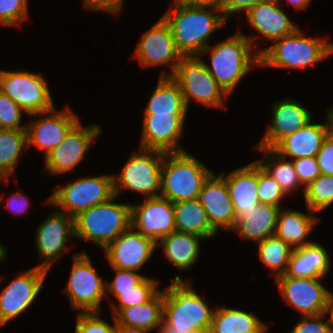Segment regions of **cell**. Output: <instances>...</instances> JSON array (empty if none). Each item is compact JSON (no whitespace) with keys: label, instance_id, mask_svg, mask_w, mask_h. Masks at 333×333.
<instances>
[{"label":"cell","instance_id":"obj_1","mask_svg":"<svg viewBox=\"0 0 333 333\" xmlns=\"http://www.w3.org/2000/svg\"><path fill=\"white\" fill-rule=\"evenodd\" d=\"M191 283L176 276L164 289L158 333H209L215 309L209 308Z\"/></svg>","mask_w":333,"mask_h":333},{"label":"cell","instance_id":"obj_2","mask_svg":"<svg viewBox=\"0 0 333 333\" xmlns=\"http://www.w3.org/2000/svg\"><path fill=\"white\" fill-rule=\"evenodd\" d=\"M173 7L163 14L169 24L177 50L182 56H198L209 44L210 35L225 28L227 19L220 8L189 7L172 1ZM217 14V15H216Z\"/></svg>","mask_w":333,"mask_h":333},{"label":"cell","instance_id":"obj_3","mask_svg":"<svg viewBox=\"0 0 333 333\" xmlns=\"http://www.w3.org/2000/svg\"><path fill=\"white\" fill-rule=\"evenodd\" d=\"M252 50L251 42L239 31L202 51L203 54L208 52L211 57V65L204 62L206 69L228 95L248 74L252 65L260 67V54L257 51L252 54Z\"/></svg>","mask_w":333,"mask_h":333},{"label":"cell","instance_id":"obj_4","mask_svg":"<svg viewBox=\"0 0 333 333\" xmlns=\"http://www.w3.org/2000/svg\"><path fill=\"white\" fill-rule=\"evenodd\" d=\"M212 172L187 151L165 153L159 197L169 199L172 203L198 199L202 184Z\"/></svg>","mask_w":333,"mask_h":333},{"label":"cell","instance_id":"obj_5","mask_svg":"<svg viewBox=\"0 0 333 333\" xmlns=\"http://www.w3.org/2000/svg\"><path fill=\"white\" fill-rule=\"evenodd\" d=\"M298 28L294 33L257 50L260 66L286 69L305 68L333 53V43L317 37H305Z\"/></svg>","mask_w":333,"mask_h":333},{"label":"cell","instance_id":"obj_6","mask_svg":"<svg viewBox=\"0 0 333 333\" xmlns=\"http://www.w3.org/2000/svg\"><path fill=\"white\" fill-rule=\"evenodd\" d=\"M88 208L74 219L75 237L94 242L103 250L131 227V204L114 202Z\"/></svg>","mask_w":333,"mask_h":333},{"label":"cell","instance_id":"obj_7","mask_svg":"<svg viewBox=\"0 0 333 333\" xmlns=\"http://www.w3.org/2000/svg\"><path fill=\"white\" fill-rule=\"evenodd\" d=\"M113 196V175L108 174L80 177L65 186H58L45 203L55 206L75 219L88 208L105 203Z\"/></svg>","mask_w":333,"mask_h":333},{"label":"cell","instance_id":"obj_8","mask_svg":"<svg viewBox=\"0 0 333 333\" xmlns=\"http://www.w3.org/2000/svg\"><path fill=\"white\" fill-rule=\"evenodd\" d=\"M164 152L139 148L124 164L119 175H113L114 194L124 190L144 194L145 198L159 197L161 191V165Z\"/></svg>","mask_w":333,"mask_h":333},{"label":"cell","instance_id":"obj_9","mask_svg":"<svg viewBox=\"0 0 333 333\" xmlns=\"http://www.w3.org/2000/svg\"><path fill=\"white\" fill-rule=\"evenodd\" d=\"M0 91L33 117L53 109L54 102L40 73L0 70Z\"/></svg>","mask_w":333,"mask_h":333},{"label":"cell","instance_id":"obj_10","mask_svg":"<svg viewBox=\"0 0 333 333\" xmlns=\"http://www.w3.org/2000/svg\"><path fill=\"white\" fill-rule=\"evenodd\" d=\"M173 77L180 85L187 109L192 99L206 107H223L224 99L229 97L199 56H183Z\"/></svg>","mask_w":333,"mask_h":333},{"label":"cell","instance_id":"obj_11","mask_svg":"<svg viewBox=\"0 0 333 333\" xmlns=\"http://www.w3.org/2000/svg\"><path fill=\"white\" fill-rule=\"evenodd\" d=\"M106 281L97 274L86 253H76L64 292L73 309L81 310L80 312H101V301L107 296Z\"/></svg>","mask_w":333,"mask_h":333},{"label":"cell","instance_id":"obj_12","mask_svg":"<svg viewBox=\"0 0 333 333\" xmlns=\"http://www.w3.org/2000/svg\"><path fill=\"white\" fill-rule=\"evenodd\" d=\"M134 55L142 67L170 65L171 72L164 70L160 76H173L183 57L163 17L141 36Z\"/></svg>","mask_w":333,"mask_h":333},{"label":"cell","instance_id":"obj_13","mask_svg":"<svg viewBox=\"0 0 333 333\" xmlns=\"http://www.w3.org/2000/svg\"><path fill=\"white\" fill-rule=\"evenodd\" d=\"M323 278H294L285 274L275 281L286 304L302 316H317L326 313L331 293L321 285Z\"/></svg>","mask_w":333,"mask_h":333},{"label":"cell","instance_id":"obj_14","mask_svg":"<svg viewBox=\"0 0 333 333\" xmlns=\"http://www.w3.org/2000/svg\"><path fill=\"white\" fill-rule=\"evenodd\" d=\"M101 131L96 124L83 127L79 121L63 141L45 156L43 172L49 171L50 176L73 172Z\"/></svg>","mask_w":333,"mask_h":333},{"label":"cell","instance_id":"obj_15","mask_svg":"<svg viewBox=\"0 0 333 333\" xmlns=\"http://www.w3.org/2000/svg\"><path fill=\"white\" fill-rule=\"evenodd\" d=\"M48 271L37 266L19 274L0 294V326L18 317L35 301Z\"/></svg>","mask_w":333,"mask_h":333},{"label":"cell","instance_id":"obj_16","mask_svg":"<svg viewBox=\"0 0 333 333\" xmlns=\"http://www.w3.org/2000/svg\"><path fill=\"white\" fill-rule=\"evenodd\" d=\"M75 238L74 219L61 210L53 211L38 226L35 234L36 249L39 251L38 268L50 270L53 262L59 261L66 249L69 238Z\"/></svg>","mask_w":333,"mask_h":333},{"label":"cell","instance_id":"obj_17","mask_svg":"<svg viewBox=\"0 0 333 333\" xmlns=\"http://www.w3.org/2000/svg\"><path fill=\"white\" fill-rule=\"evenodd\" d=\"M131 226L156 243L177 231L174 221V204L162 197L145 198L144 202L131 204Z\"/></svg>","mask_w":333,"mask_h":333},{"label":"cell","instance_id":"obj_18","mask_svg":"<svg viewBox=\"0 0 333 333\" xmlns=\"http://www.w3.org/2000/svg\"><path fill=\"white\" fill-rule=\"evenodd\" d=\"M186 116L143 114L140 148L164 153L185 152L178 141L184 133Z\"/></svg>","mask_w":333,"mask_h":333},{"label":"cell","instance_id":"obj_19","mask_svg":"<svg viewBox=\"0 0 333 333\" xmlns=\"http://www.w3.org/2000/svg\"><path fill=\"white\" fill-rule=\"evenodd\" d=\"M46 114L48 115L26 124L28 148L36 146L39 150L45 151V156L57 147L80 121L68 107L61 111L54 107Z\"/></svg>","mask_w":333,"mask_h":333},{"label":"cell","instance_id":"obj_20","mask_svg":"<svg viewBox=\"0 0 333 333\" xmlns=\"http://www.w3.org/2000/svg\"><path fill=\"white\" fill-rule=\"evenodd\" d=\"M156 242L132 226L121 233L104 252L111 267L137 271L151 258Z\"/></svg>","mask_w":333,"mask_h":333},{"label":"cell","instance_id":"obj_21","mask_svg":"<svg viewBox=\"0 0 333 333\" xmlns=\"http://www.w3.org/2000/svg\"><path fill=\"white\" fill-rule=\"evenodd\" d=\"M280 6L282 7L277 0H266L252 6L245 12L249 26L258 32L256 37L245 35L253 47L255 46L254 48L258 45L255 44L256 39L264 37L274 42L298 29V26L289 19Z\"/></svg>","mask_w":333,"mask_h":333},{"label":"cell","instance_id":"obj_22","mask_svg":"<svg viewBox=\"0 0 333 333\" xmlns=\"http://www.w3.org/2000/svg\"><path fill=\"white\" fill-rule=\"evenodd\" d=\"M198 200L207 212L212 228L218 233L222 228L233 230L236 213L230 198L225 179L212 172L201 187Z\"/></svg>","mask_w":333,"mask_h":333},{"label":"cell","instance_id":"obj_23","mask_svg":"<svg viewBox=\"0 0 333 333\" xmlns=\"http://www.w3.org/2000/svg\"><path fill=\"white\" fill-rule=\"evenodd\" d=\"M273 119L257 147L274 148L283 138L306 126L313 120L311 112L295 99L274 103Z\"/></svg>","mask_w":333,"mask_h":333},{"label":"cell","instance_id":"obj_24","mask_svg":"<svg viewBox=\"0 0 333 333\" xmlns=\"http://www.w3.org/2000/svg\"><path fill=\"white\" fill-rule=\"evenodd\" d=\"M226 182L235 213L258 208V162L253 161L225 175L220 174Z\"/></svg>","mask_w":333,"mask_h":333},{"label":"cell","instance_id":"obj_25","mask_svg":"<svg viewBox=\"0 0 333 333\" xmlns=\"http://www.w3.org/2000/svg\"><path fill=\"white\" fill-rule=\"evenodd\" d=\"M280 210L278 206L259 203L257 209L239 211L233 231L236 230L243 239L258 244L275 234Z\"/></svg>","mask_w":333,"mask_h":333},{"label":"cell","instance_id":"obj_26","mask_svg":"<svg viewBox=\"0 0 333 333\" xmlns=\"http://www.w3.org/2000/svg\"><path fill=\"white\" fill-rule=\"evenodd\" d=\"M312 122L283 138L273 149L281 156H289L292 160L316 157L327 138V133L324 124Z\"/></svg>","mask_w":333,"mask_h":333},{"label":"cell","instance_id":"obj_27","mask_svg":"<svg viewBox=\"0 0 333 333\" xmlns=\"http://www.w3.org/2000/svg\"><path fill=\"white\" fill-rule=\"evenodd\" d=\"M330 260L324 246L313 242L293 250L285 274L294 278L325 277L330 271Z\"/></svg>","mask_w":333,"mask_h":333},{"label":"cell","instance_id":"obj_28","mask_svg":"<svg viewBox=\"0 0 333 333\" xmlns=\"http://www.w3.org/2000/svg\"><path fill=\"white\" fill-rule=\"evenodd\" d=\"M202 239L205 238L175 231L161 238L156 247H163L167 260L175 268L186 270L197 261L200 254L199 242Z\"/></svg>","mask_w":333,"mask_h":333},{"label":"cell","instance_id":"obj_29","mask_svg":"<svg viewBox=\"0 0 333 333\" xmlns=\"http://www.w3.org/2000/svg\"><path fill=\"white\" fill-rule=\"evenodd\" d=\"M163 303L164 290H159L144 304L120 309L114 315L116 324L147 331L159 329L163 316Z\"/></svg>","mask_w":333,"mask_h":333},{"label":"cell","instance_id":"obj_30","mask_svg":"<svg viewBox=\"0 0 333 333\" xmlns=\"http://www.w3.org/2000/svg\"><path fill=\"white\" fill-rule=\"evenodd\" d=\"M187 112L178 81L173 76H160L144 114L186 115Z\"/></svg>","mask_w":333,"mask_h":333},{"label":"cell","instance_id":"obj_31","mask_svg":"<svg viewBox=\"0 0 333 333\" xmlns=\"http://www.w3.org/2000/svg\"><path fill=\"white\" fill-rule=\"evenodd\" d=\"M318 218L310 213H301L292 209H281L278 215L275 236L282 239L293 249L313 243L306 241L316 225Z\"/></svg>","mask_w":333,"mask_h":333},{"label":"cell","instance_id":"obj_32","mask_svg":"<svg viewBox=\"0 0 333 333\" xmlns=\"http://www.w3.org/2000/svg\"><path fill=\"white\" fill-rule=\"evenodd\" d=\"M268 326L252 312L226 307L215 308L209 333H266Z\"/></svg>","mask_w":333,"mask_h":333},{"label":"cell","instance_id":"obj_33","mask_svg":"<svg viewBox=\"0 0 333 333\" xmlns=\"http://www.w3.org/2000/svg\"><path fill=\"white\" fill-rule=\"evenodd\" d=\"M174 204V221L178 232L195 234L205 240L216 236L207 212L198 199L179 201Z\"/></svg>","mask_w":333,"mask_h":333},{"label":"cell","instance_id":"obj_34","mask_svg":"<svg viewBox=\"0 0 333 333\" xmlns=\"http://www.w3.org/2000/svg\"><path fill=\"white\" fill-rule=\"evenodd\" d=\"M257 149L264 152L265 156L256 161L279 183L287 196L299 186H303L296 174L292 159L286 160V157L281 156L273 148L257 147Z\"/></svg>","mask_w":333,"mask_h":333},{"label":"cell","instance_id":"obj_35","mask_svg":"<svg viewBox=\"0 0 333 333\" xmlns=\"http://www.w3.org/2000/svg\"><path fill=\"white\" fill-rule=\"evenodd\" d=\"M28 148L27 130H0V171L9 179L18 164L22 149Z\"/></svg>","mask_w":333,"mask_h":333},{"label":"cell","instance_id":"obj_36","mask_svg":"<svg viewBox=\"0 0 333 333\" xmlns=\"http://www.w3.org/2000/svg\"><path fill=\"white\" fill-rule=\"evenodd\" d=\"M293 248L282 239L273 235L258 243L260 261L270 269L275 279L285 275Z\"/></svg>","mask_w":333,"mask_h":333},{"label":"cell","instance_id":"obj_37","mask_svg":"<svg viewBox=\"0 0 333 333\" xmlns=\"http://www.w3.org/2000/svg\"><path fill=\"white\" fill-rule=\"evenodd\" d=\"M304 202L310 213H318L333 204V175L321 174L305 187Z\"/></svg>","mask_w":333,"mask_h":333},{"label":"cell","instance_id":"obj_38","mask_svg":"<svg viewBox=\"0 0 333 333\" xmlns=\"http://www.w3.org/2000/svg\"><path fill=\"white\" fill-rule=\"evenodd\" d=\"M158 280L145 277L134 290L128 292H110L118 300V305L111 304L113 316L122 308L144 304L149 301L158 291Z\"/></svg>","mask_w":333,"mask_h":333},{"label":"cell","instance_id":"obj_39","mask_svg":"<svg viewBox=\"0 0 333 333\" xmlns=\"http://www.w3.org/2000/svg\"><path fill=\"white\" fill-rule=\"evenodd\" d=\"M258 198L260 203L280 207L286 194L279 183L258 163Z\"/></svg>","mask_w":333,"mask_h":333},{"label":"cell","instance_id":"obj_40","mask_svg":"<svg viewBox=\"0 0 333 333\" xmlns=\"http://www.w3.org/2000/svg\"><path fill=\"white\" fill-rule=\"evenodd\" d=\"M101 312H79L76 317L75 333H116L117 324L110 325L100 318Z\"/></svg>","mask_w":333,"mask_h":333},{"label":"cell","instance_id":"obj_41","mask_svg":"<svg viewBox=\"0 0 333 333\" xmlns=\"http://www.w3.org/2000/svg\"><path fill=\"white\" fill-rule=\"evenodd\" d=\"M27 18V0H0V25L20 26Z\"/></svg>","mask_w":333,"mask_h":333},{"label":"cell","instance_id":"obj_42","mask_svg":"<svg viewBox=\"0 0 333 333\" xmlns=\"http://www.w3.org/2000/svg\"><path fill=\"white\" fill-rule=\"evenodd\" d=\"M23 111L18 104L0 91V124L3 129H26L27 125H21Z\"/></svg>","mask_w":333,"mask_h":333},{"label":"cell","instance_id":"obj_43","mask_svg":"<svg viewBox=\"0 0 333 333\" xmlns=\"http://www.w3.org/2000/svg\"><path fill=\"white\" fill-rule=\"evenodd\" d=\"M116 273L113 281H106V293L108 292H128L134 290L146 276H142L136 271L124 270L116 267H112Z\"/></svg>","mask_w":333,"mask_h":333},{"label":"cell","instance_id":"obj_44","mask_svg":"<svg viewBox=\"0 0 333 333\" xmlns=\"http://www.w3.org/2000/svg\"><path fill=\"white\" fill-rule=\"evenodd\" d=\"M293 165L300 183L305 187L321 175L320 167L315 157H302L293 160Z\"/></svg>","mask_w":333,"mask_h":333},{"label":"cell","instance_id":"obj_45","mask_svg":"<svg viewBox=\"0 0 333 333\" xmlns=\"http://www.w3.org/2000/svg\"><path fill=\"white\" fill-rule=\"evenodd\" d=\"M326 313L317 316H304L290 333H333L330 320L322 321Z\"/></svg>","mask_w":333,"mask_h":333},{"label":"cell","instance_id":"obj_46","mask_svg":"<svg viewBox=\"0 0 333 333\" xmlns=\"http://www.w3.org/2000/svg\"><path fill=\"white\" fill-rule=\"evenodd\" d=\"M315 158L320 167L321 174L333 175V139L327 137L324 140Z\"/></svg>","mask_w":333,"mask_h":333},{"label":"cell","instance_id":"obj_47","mask_svg":"<svg viewBox=\"0 0 333 333\" xmlns=\"http://www.w3.org/2000/svg\"><path fill=\"white\" fill-rule=\"evenodd\" d=\"M124 0H83L84 8L94 11H104L112 15H119Z\"/></svg>","mask_w":333,"mask_h":333},{"label":"cell","instance_id":"obj_48","mask_svg":"<svg viewBox=\"0 0 333 333\" xmlns=\"http://www.w3.org/2000/svg\"><path fill=\"white\" fill-rule=\"evenodd\" d=\"M266 0H221V10L226 19L238 12H247L252 6Z\"/></svg>","mask_w":333,"mask_h":333},{"label":"cell","instance_id":"obj_49","mask_svg":"<svg viewBox=\"0 0 333 333\" xmlns=\"http://www.w3.org/2000/svg\"><path fill=\"white\" fill-rule=\"evenodd\" d=\"M7 207L9 210L16 214H23L27 211V208L30 205L28 198L22 193H15L7 199Z\"/></svg>","mask_w":333,"mask_h":333},{"label":"cell","instance_id":"obj_50","mask_svg":"<svg viewBox=\"0 0 333 333\" xmlns=\"http://www.w3.org/2000/svg\"><path fill=\"white\" fill-rule=\"evenodd\" d=\"M177 3L189 7H214L221 9V0H175Z\"/></svg>","mask_w":333,"mask_h":333},{"label":"cell","instance_id":"obj_51","mask_svg":"<svg viewBox=\"0 0 333 333\" xmlns=\"http://www.w3.org/2000/svg\"><path fill=\"white\" fill-rule=\"evenodd\" d=\"M325 128L327 137L333 139V107L328 108L327 114L325 115Z\"/></svg>","mask_w":333,"mask_h":333},{"label":"cell","instance_id":"obj_52","mask_svg":"<svg viewBox=\"0 0 333 333\" xmlns=\"http://www.w3.org/2000/svg\"><path fill=\"white\" fill-rule=\"evenodd\" d=\"M150 331L141 328H132L124 325H117L116 333H149Z\"/></svg>","mask_w":333,"mask_h":333},{"label":"cell","instance_id":"obj_53","mask_svg":"<svg viewBox=\"0 0 333 333\" xmlns=\"http://www.w3.org/2000/svg\"><path fill=\"white\" fill-rule=\"evenodd\" d=\"M280 4V0H277ZM288 4L292 5L295 10L306 9V7L311 3V0H286Z\"/></svg>","mask_w":333,"mask_h":333},{"label":"cell","instance_id":"obj_54","mask_svg":"<svg viewBox=\"0 0 333 333\" xmlns=\"http://www.w3.org/2000/svg\"><path fill=\"white\" fill-rule=\"evenodd\" d=\"M326 314L330 315L329 320L333 330V293H330Z\"/></svg>","mask_w":333,"mask_h":333},{"label":"cell","instance_id":"obj_55","mask_svg":"<svg viewBox=\"0 0 333 333\" xmlns=\"http://www.w3.org/2000/svg\"><path fill=\"white\" fill-rule=\"evenodd\" d=\"M6 248H4L1 244H0V261H3V259L6 257Z\"/></svg>","mask_w":333,"mask_h":333},{"label":"cell","instance_id":"obj_56","mask_svg":"<svg viewBox=\"0 0 333 333\" xmlns=\"http://www.w3.org/2000/svg\"><path fill=\"white\" fill-rule=\"evenodd\" d=\"M4 180L6 183L9 182V179L0 171V181Z\"/></svg>","mask_w":333,"mask_h":333},{"label":"cell","instance_id":"obj_57","mask_svg":"<svg viewBox=\"0 0 333 333\" xmlns=\"http://www.w3.org/2000/svg\"><path fill=\"white\" fill-rule=\"evenodd\" d=\"M2 197H3V194L0 195V203H1V200H2L1 198H2Z\"/></svg>","mask_w":333,"mask_h":333}]
</instances>
